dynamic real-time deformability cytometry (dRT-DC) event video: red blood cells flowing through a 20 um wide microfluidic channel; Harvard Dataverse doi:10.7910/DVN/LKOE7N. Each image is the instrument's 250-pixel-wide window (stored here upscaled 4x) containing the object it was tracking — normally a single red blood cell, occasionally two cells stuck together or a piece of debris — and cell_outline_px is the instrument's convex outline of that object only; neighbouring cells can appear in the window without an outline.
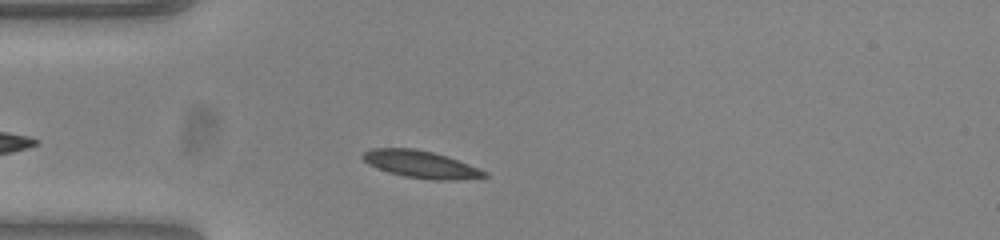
{"species": "common noctule bat (a hibernating species)", "species_latin": "Nyctalus noctula", "temperature_condition": "warm", "stored_images_in_passage": 45, "camera_frame_rate_fps": 3000, "um_per_image_px": 0.085, "animal": {"sex": "female", "body_mass_g": 23.0, "forearm_length_mm": 53.4}, "frame": {"image": 1, "passage_image": 6, "time_ms": 1.667, "image_size_px": [1000, 240], "cell_outline_px": [[488, 176], [456, 180], [432, 180], [404, 176], [388, 172], [376, 168], [368, 164], [360, 156], [364, 152], [372, 148], [412, 148], [432, 152], [448, 156], [488, 172]], "centroid_in_image_um": [35.75, 13.97], "position_along_channel_um": 49.2, "area_um2": 19.31}}
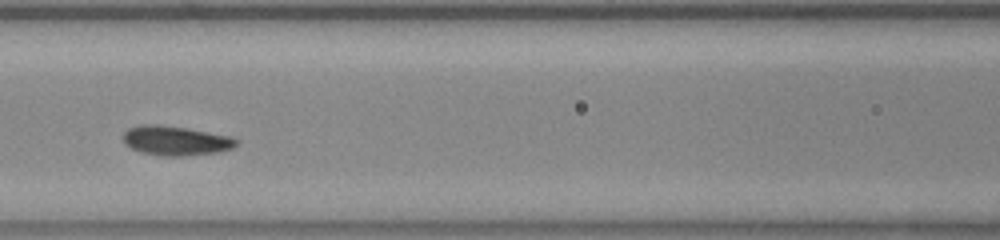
{"frame": {"image": 2, "passage_image": 15, "time_ms": 4.667, "image_size_px": [1000, 240], "cell_outline_px": [[240, 140], [232, 148], [216, 152], [180, 156], [164, 156], [140, 152], [124, 144], [124, 132], [128, 128], [140, 124], [156, 124], [184, 128], [228, 136]], "centroid_in_image_um": [14.88, 11.95], "position_along_channel_um": 151.7, "area_um2": 19.13}}
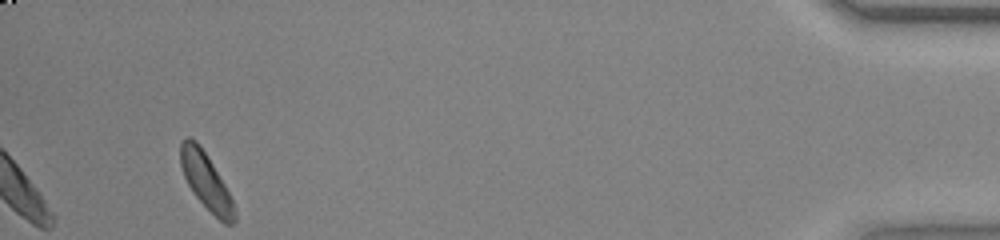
{"frame": {"image": 3, "passage_image": 42, "time_ms": 13.667, "image_size_px": [1000, 240], "cell_outline_px": [[236, 220], [232, 224], [224, 224], [192, 192], [184, 176], [180, 164], [180, 144], [188, 136], [196, 140], [200, 144], [224, 184], [232, 200], [236, 216]], "centroid_in_image_um": [17.49, 15.38], "position_along_channel_um": 417.7, "area_um2": 17.28}, "authors_computed_cell_mechanics": {"area_um2": 18.207, "velocity_mm_per_s": 3.8087, "shape_relaxation_time_tau1_ms": 2.1309, "shape_relaxation_time_tau2_ms": 1.7975, "deformation_change_tau1": 0.0996, "deformation_change_tau2": 0.0732}}